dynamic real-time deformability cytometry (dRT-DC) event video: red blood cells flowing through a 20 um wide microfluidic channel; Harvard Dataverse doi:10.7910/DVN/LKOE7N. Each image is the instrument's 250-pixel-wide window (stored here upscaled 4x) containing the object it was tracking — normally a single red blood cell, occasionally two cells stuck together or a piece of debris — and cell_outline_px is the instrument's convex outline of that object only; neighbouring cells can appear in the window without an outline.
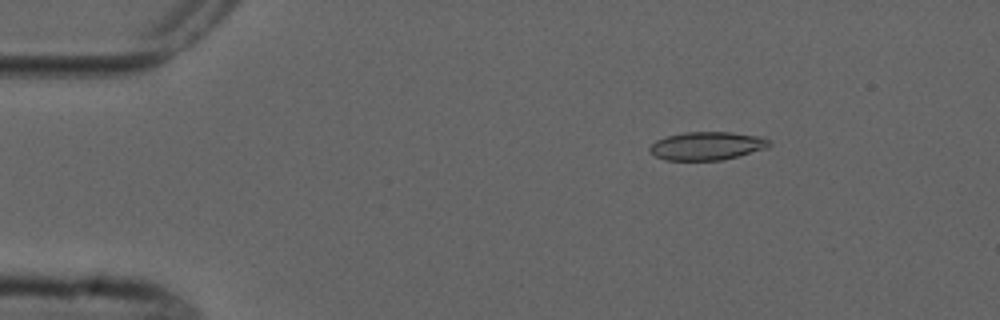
{"species": "common noctule bat (a hibernating species)", "species_latin": "Nyctalus noctula", "temperature_condition": "cold", "stored_images_in_passage": 7, "camera_frame_rate_fps": 3000, "um_per_image_px": 0.085, "animal": {"sex": "male", "forearm_length_mm": 52.5}, "frame": {"image": 1, "passage_image": 3, "time_ms": 2.333, "image_size_px": [1000, 320], "cell_outline_px": [[772, 144], [768, 148], [740, 156], [724, 160], [664, 160], [648, 152], [648, 148], [656, 140], [668, 136], [684, 132], [732, 132], [764, 136]], "centroid_in_image_um": [60.13, 12.4], "position_along_channel_um": 24.9, "area_um2": 20.0}}
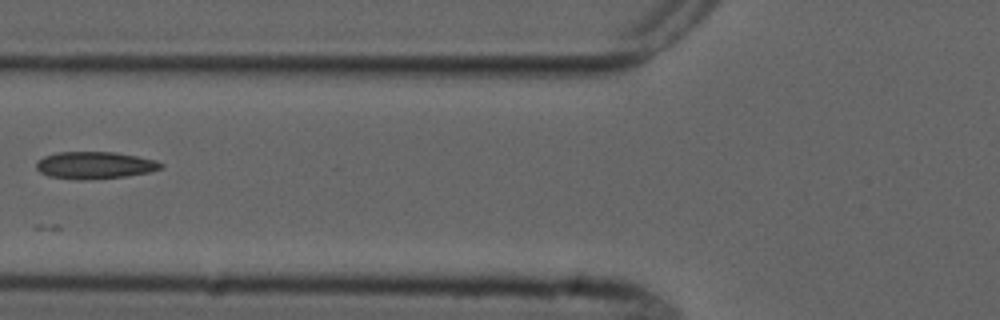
{"frame": {"image": 2, "passage_image": 6, "time_ms": 6.667, "image_size_px": [1000, 320], "cell_outline_px": [[164, 168], [152, 172], [124, 176], [80, 180], [76, 180], [48, 176], [40, 172], [36, 168], [36, 160], [44, 156], [56, 152], [116, 152], [156, 160], [164, 164]], "centroid_in_image_um": [8.06, 14.04], "position_along_channel_um": 117.7, "area_um2": 19.88}}
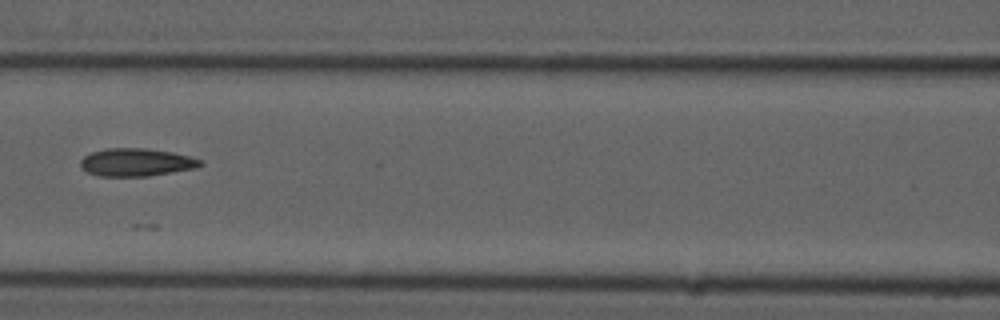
{"frame": {"image": 3, "passage_image": 7, "time_ms": 7.667, "image_size_px": [1000, 320], "cell_outline_px": [[204, 164], [196, 168], [148, 176], [100, 176], [88, 172], [80, 164], [80, 160], [84, 156], [92, 152], [104, 148], [144, 148], [172, 152], [188, 156], [200, 160]], "centroid_in_image_um": [11.58, 13.79], "position_along_channel_um": 155.0, "area_um2": 19.31}}